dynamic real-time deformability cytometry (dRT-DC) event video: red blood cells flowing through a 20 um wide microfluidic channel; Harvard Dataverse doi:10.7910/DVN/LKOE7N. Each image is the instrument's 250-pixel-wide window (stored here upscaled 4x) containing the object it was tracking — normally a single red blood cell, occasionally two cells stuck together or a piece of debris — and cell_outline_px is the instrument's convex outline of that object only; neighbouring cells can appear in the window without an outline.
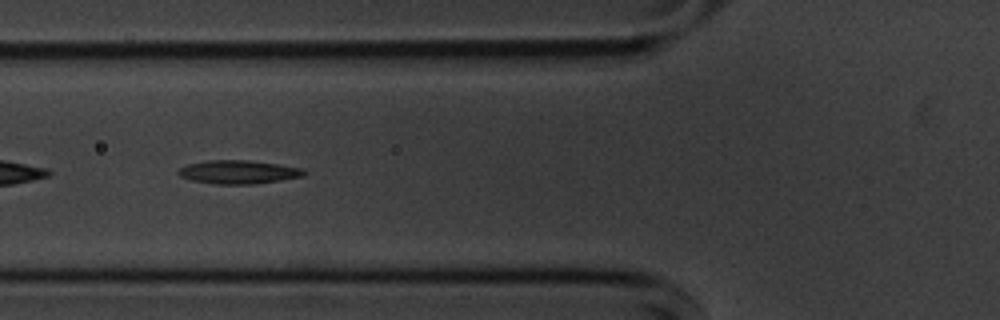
{"species": "common noctule bat (a hibernating species)", "species_latin": "Nyctalus noctula", "temperature_condition": "cold", "stored_images_in_passage": 35, "camera_frame_rate_fps": 3000, "um_per_image_px": 0.085, "animal": {"sex": "male", "body_mass_g": 20.1, "forearm_length_mm": 53.5}, "frame": {"image": 1, "passage_image": 5, "time_ms": 1.333, "image_size_px": [1000, 320], "cell_outline_px": [[308, 172], [304, 176], [280, 180], [252, 184], [216, 184], [192, 180], [180, 176], [176, 172], [180, 168], [188, 164], [208, 160], [248, 160], [280, 164], [300, 168]], "centroid_in_image_um": [20.27, 14.61], "position_along_channel_um": 105.5, "area_um2": 17.17}}
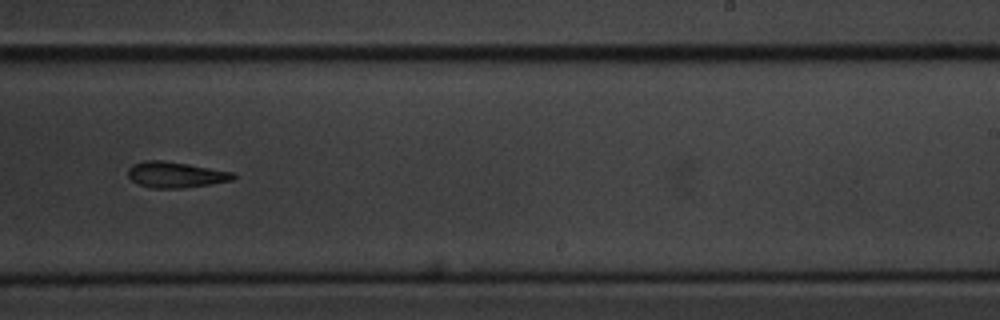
{"frame": {"image": 2, "passage_image": 19, "time_ms": 6.0, "image_size_px": [1000, 320], "cell_outline_px": [[236, 176], [232, 180], [184, 188], [152, 188], [140, 184], [132, 180], [128, 176], [128, 168], [132, 164], [144, 160], [160, 160], [188, 164], [232, 172]], "centroid_in_image_um": [14.89, 14.84], "position_along_channel_um": 274.1, "area_um2": 15.66}}
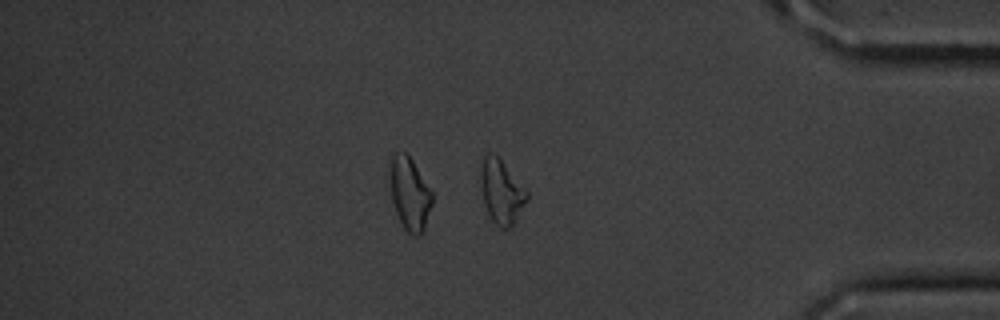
{"frame": {"image": 3, "passage_image": 31, "time_ms": 10.0, "image_size_px": [1000, 320], "cell_outline_px": [[528, 200], [516, 220], [508, 228], [500, 228], [492, 220], [484, 204], [480, 184], [480, 172], [484, 156], [496, 156], [500, 160], [528, 192]], "centroid_in_image_um": [42.62, 16.35], "position_along_channel_um": 392.6, "area_um2": 16.7}, "authors_computed_cell_mechanics": {"area_um2": 16.7042, "velocity_mm_per_s": 3.6054, "shape_relaxation_time_tau1_ms": 3.4744, "shape_relaxation_time_tau2_ms": null, "deformation_change_tau1": 0.1063, "deformation_change_tau2": null}}